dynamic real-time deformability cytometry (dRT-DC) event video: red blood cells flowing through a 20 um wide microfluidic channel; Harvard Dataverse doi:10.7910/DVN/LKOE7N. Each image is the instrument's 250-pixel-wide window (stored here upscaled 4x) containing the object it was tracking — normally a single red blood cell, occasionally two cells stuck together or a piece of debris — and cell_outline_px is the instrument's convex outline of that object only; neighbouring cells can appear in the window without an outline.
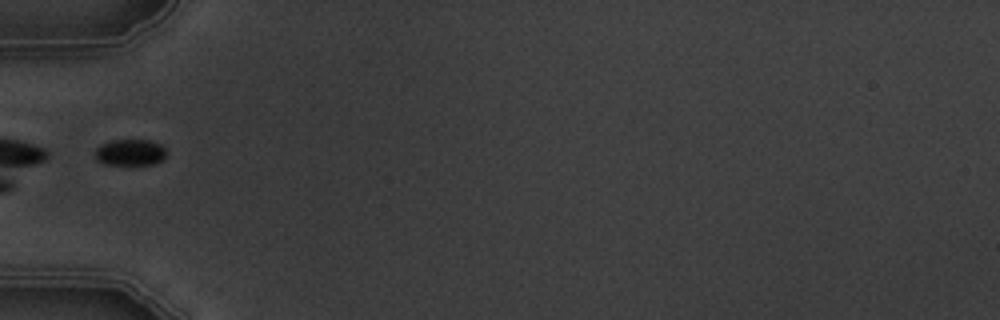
{"species": "common noctule bat (a hibernating species)", "species_latin": "Nyctalus noctula", "temperature_condition": "warm", "stored_images_in_passage": 7, "camera_frame_rate_fps": 3000, "um_per_image_px": 0.085, "animal": {"sex": "male", "body_mass_g": 19.5, "forearm_length_mm": 54.6}, "frame": {"image": 1, "passage_image": 4, "time_ms": 4.333, "image_size_px": [1000, 320], "cell_outline_px": [[164, 160], [152, 164], [108, 164], [96, 160], [96, 148], [100, 144], [112, 140], [152, 140], [160, 144], [164, 148]], "centroid_in_image_um": [11.06, 12.94], "position_along_channel_um": 73.9, "area_um2": 10.81}}
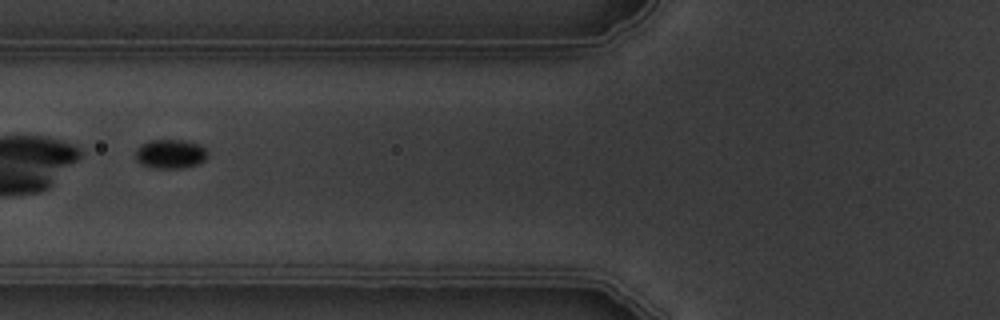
{"frame": {"image": 2, "passage_image": 5, "time_ms": 5.333, "image_size_px": [1000, 320], "cell_outline_px": [[208, 156], [200, 164], [184, 168], [156, 168], [140, 164], [136, 160], [136, 148], [140, 144], [148, 140], [188, 140], [200, 144], [208, 152]], "centroid_in_image_um": [14.5, 13.08], "position_along_channel_um": 111.3, "area_um2": 12.54}}